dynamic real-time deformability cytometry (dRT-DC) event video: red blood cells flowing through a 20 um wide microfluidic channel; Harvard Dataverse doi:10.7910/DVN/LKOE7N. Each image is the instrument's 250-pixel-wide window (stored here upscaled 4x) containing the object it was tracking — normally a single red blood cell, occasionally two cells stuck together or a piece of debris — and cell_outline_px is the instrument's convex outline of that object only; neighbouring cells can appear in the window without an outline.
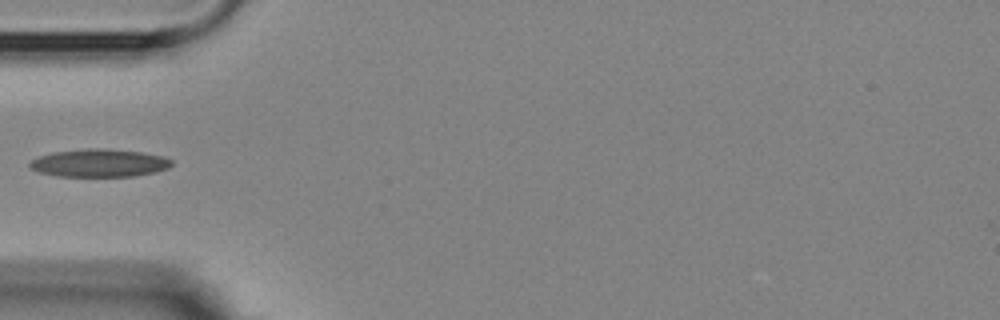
{"species": "Egyptian fruit bat (a non-hibernating species)", "species_latin": "Rousettus aegyptiacus", "temperature_condition": "room temperature", "stored_images_in_passage": 5, "camera_frame_rate_fps": 3000, "um_per_image_px": 0.085, "animal": {"sex": "female"}, "frame": {"image": 1, "passage_image": 5, "time_ms": 4.667, "image_size_px": [1000, 320], "cell_outline_px": [[172, 164], [168, 168], [156, 172], [132, 176], [56, 176], [40, 172], [28, 168], [28, 160], [52, 152], [88, 148], [108, 148], [140, 152], [164, 156], [172, 160]], "centroid_in_image_um": [8.4, 13.85], "position_along_channel_um": 76.6, "area_um2": 23.24}}